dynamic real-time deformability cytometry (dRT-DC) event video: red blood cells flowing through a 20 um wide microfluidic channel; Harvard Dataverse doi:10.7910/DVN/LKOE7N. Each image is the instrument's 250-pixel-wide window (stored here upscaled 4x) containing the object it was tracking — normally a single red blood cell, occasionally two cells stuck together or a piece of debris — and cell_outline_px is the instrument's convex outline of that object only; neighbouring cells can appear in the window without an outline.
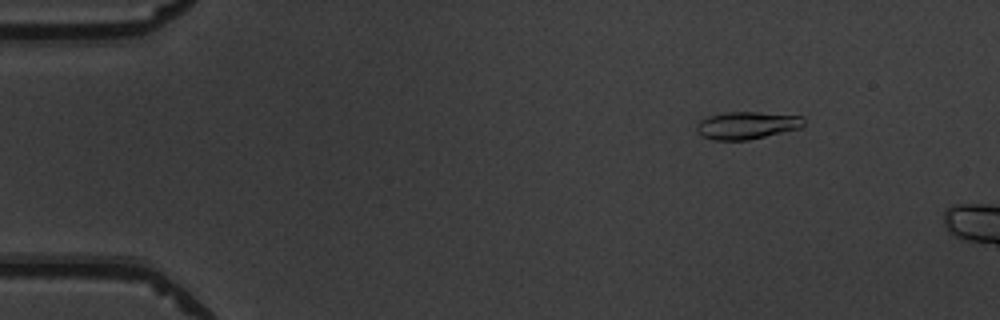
{"species": "common noctule bat (a hibernating species)", "species_latin": "Nyctalus noctula", "temperature_condition": "warm", "stored_images_in_passage": 10, "camera_frame_rate_fps": 3000, "um_per_image_px": 0.085, "animal": {"sex": "male", "body_mass_g": 19.5, "forearm_length_mm": 54.6}, "frame": {"image": 1, "passage_image": 6, "time_ms": 1.667, "image_size_px": [1000, 320], "cell_outline_px": [[804, 124], [800, 128], [748, 140], [712, 140], [700, 136], [696, 132], [696, 124], [700, 120], [708, 116], [728, 112], [756, 112], [804, 116]], "centroid_in_image_um": [63.44, 10.66], "position_along_channel_um": 21.6, "area_um2": 17.22}}